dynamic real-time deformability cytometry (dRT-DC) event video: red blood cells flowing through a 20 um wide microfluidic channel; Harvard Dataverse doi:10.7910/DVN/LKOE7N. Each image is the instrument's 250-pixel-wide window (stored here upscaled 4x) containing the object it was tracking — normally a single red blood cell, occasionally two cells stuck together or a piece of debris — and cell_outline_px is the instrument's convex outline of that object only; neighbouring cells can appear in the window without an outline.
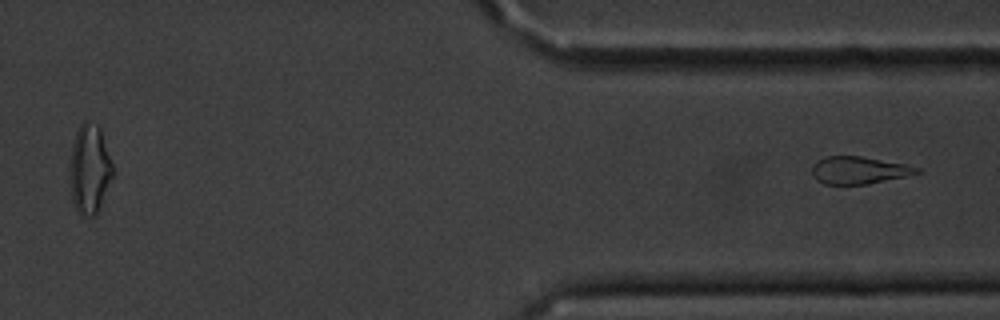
{"species": "common noctule bat (a hibernating species)", "species_latin": "Nyctalus noctula", "temperature_condition": "cold", "stored_images_in_passage": 11, "segment_of_instrument_passage": [2, 2], "camera_frame_rate_fps": 3000, "um_per_image_px": 0.085, "animal": {"sex": "male", "body_mass_g": 20.1, "forearm_length_mm": 53.5}, "frame": {"image": 1, "passage_image": 11, "time_ms": 12.667, "image_size_px": [1000, 320], "cell_outline_px": [[920, 172], [908, 176], [868, 184], [824, 184], [816, 180], [812, 172], [812, 168], [824, 156], [860, 156], [908, 164], [920, 168]], "centroid_in_image_um": [73.05, 14.47], "position_along_channel_um": 338.3, "area_um2": 16.7}}